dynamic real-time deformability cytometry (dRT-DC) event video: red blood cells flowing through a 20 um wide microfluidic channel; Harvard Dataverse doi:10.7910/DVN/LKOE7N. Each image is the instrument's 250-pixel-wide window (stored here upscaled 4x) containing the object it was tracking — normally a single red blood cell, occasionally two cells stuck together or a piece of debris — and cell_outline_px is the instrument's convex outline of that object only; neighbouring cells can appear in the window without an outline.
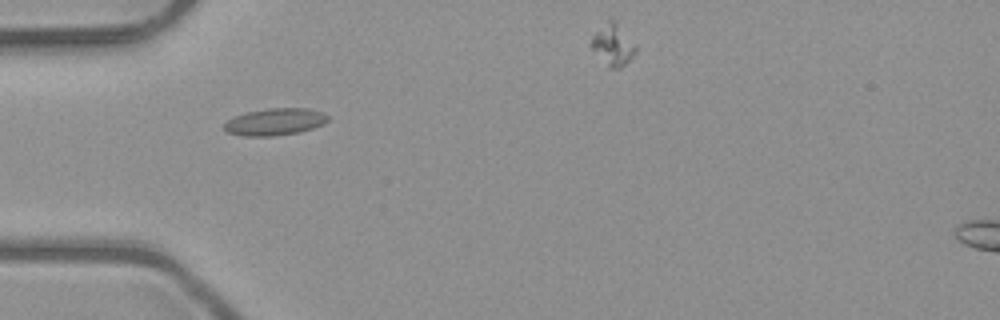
{"species": "common noctule bat (a hibernating species)", "species_latin": "Nyctalus noctula", "temperature_condition": "room temperature", "stored_images_in_passage": 29, "camera_frame_rate_fps": 3000, "um_per_image_px": 0.085, "animal": {"sex": "male", "body_mass_g": 23.1, "forearm_length_mm": 52.7}, "frame": {"image": 1, "passage_image": 1, "time_ms": 0.0, "image_size_px": [1000, 320], "cell_outline_px": [[328, 120], [324, 124], [300, 132], [272, 136], [244, 136], [228, 132], [224, 128], [224, 124], [232, 116], [248, 112], [268, 108], [308, 108], [324, 112], [328, 116]], "centroid_in_image_um": [23.39, 10.35], "position_along_channel_um": 61.6, "area_um2": 16.36}}
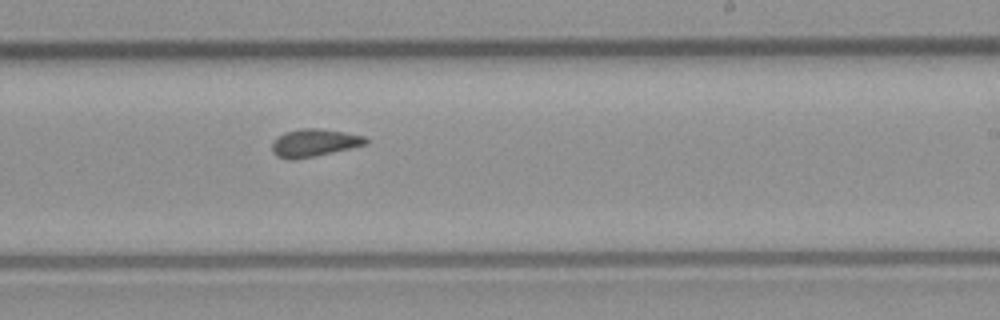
{"frame": {"image": 2, "passage_image": 16, "time_ms": 5.0, "image_size_px": [1000, 320], "cell_outline_px": [[368, 144], [312, 156], [292, 160], [276, 156], [272, 152], [272, 144], [284, 132], [300, 128], [320, 128], [344, 132], [364, 136], [368, 140]], "centroid_in_image_um": [26.7, 12.12], "position_along_channel_um": 262.3, "area_um2": 14.85}}
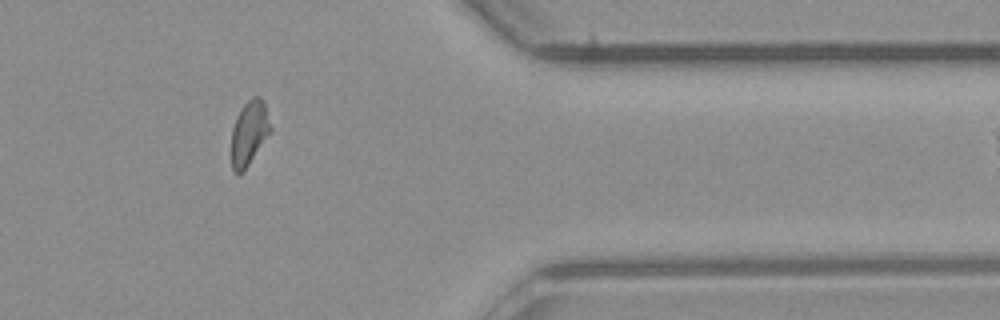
{"frame": {"image": 3, "passage_image": 27, "time_ms": 8.667, "image_size_px": [1000, 320], "cell_outline_px": [[272, 132], [244, 172], [232, 172], [232, 128], [236, 116], [244, 104], [252, 96], [260, 96], [264, 104], [272, 128]], "centroid_in_image_um": [21.2, 11.31], "position_along_channel_um": 390.2, "area_um2": 14.85}, "authors_computed_cell_mechanics": {"area_um2": 14.8546, "velocity_mm_per_s": 4.0464, "shape_relaxation_time_tau1_ms": null, "shape_relaxation_time_tau2_ms": 2.2903, "deformation_change_tau1": null, "deformation_change_tau2": 0.0725}}